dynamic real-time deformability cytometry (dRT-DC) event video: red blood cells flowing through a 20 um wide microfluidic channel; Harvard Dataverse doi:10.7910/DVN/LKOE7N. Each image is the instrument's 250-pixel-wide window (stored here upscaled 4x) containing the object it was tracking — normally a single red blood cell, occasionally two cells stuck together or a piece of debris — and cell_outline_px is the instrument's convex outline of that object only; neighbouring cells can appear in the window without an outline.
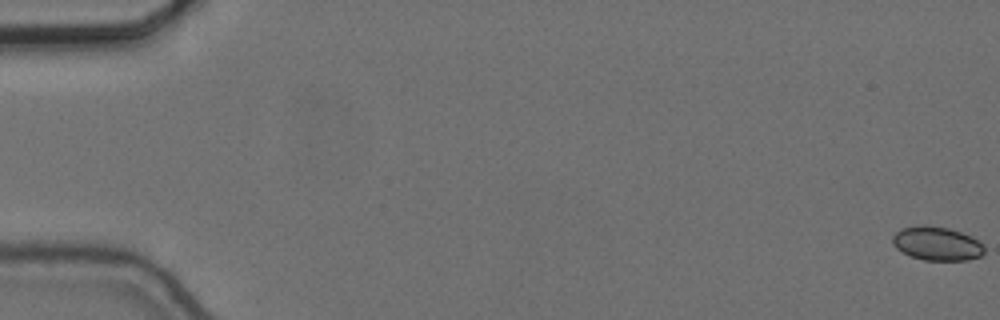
{"species": "common noctule bat (a hibernating species)", "species_latin": "Nyctalus noctula", "temperature_condition": "cold", "stored_images_in_passage": 58, "camera_frame_rate_fps": 3000, "um_per_image_px": 0.085, "animal": {"sex": "female", "body_mass_g": 24.6, "forearm_length_mm": 56.2}, "frame": {"image": 1, "passage_image": 1, "time_ms": 0.0, "image_size_px": [1000, 320], "cell_outline_px": [[984, 252], [980, 256], [968, 260], [924, 260], [912, 256], [896, 248], [892, 244], [892, 236], [900, 228], [948, 228], [972, 236], [984, 248]], "centroid_in_image_um": [79.64, 20.74], "position_along_channel_um": 5.4, "area_um2": 17.28}}
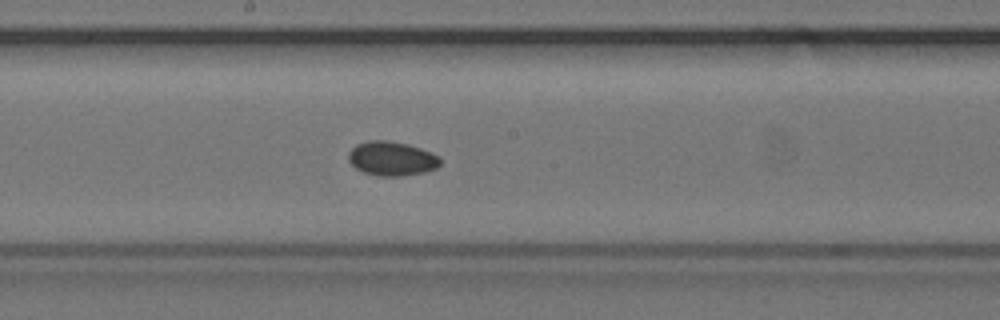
{"frame": {"image": 2, "passage_image": 32, "time_ms": 10.333, "image_size_px": [1000, 320], "cell_outline_px": [[440, 164], [436, 168], [424, 172], [400, 176], [376, 176], [364, 172], [356, 168], [348, 160], [348, 152], [356, 144], [368, 140], [384, 140], [408, 144], [432, 152], [440, 156]], "centroid_in_image_um": [33.29, 13.47], "position_along_channel_um": 214.9, "area_um2": 18.38}}
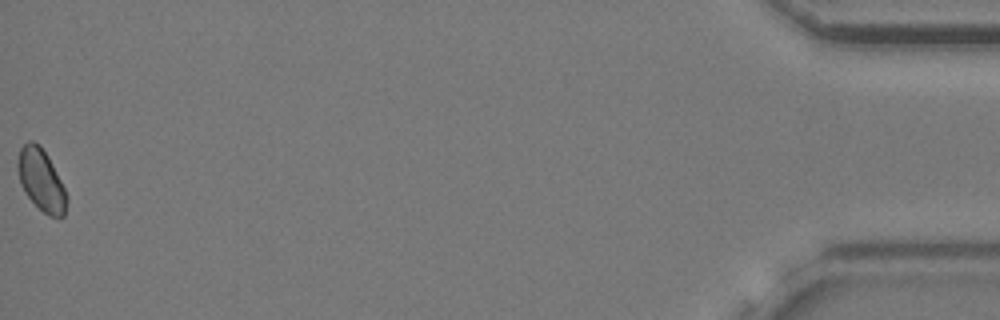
{"frame": {"image": 3, "passage_image": 58, "time_ms": 19.0, "image_size_px": [1000, 320], "cell_outline_px": [[68, 200], [64, 216], [48, 216], [24, 192], [20, 184], [16, 168], [16, 164], [20, 148], [28, 140], [32, 140], [40, 144], [48, 156], [68, 196]], "centroid_in_image_um": [3.48, 15.27], "position_along_channel_um": 431.7, "area_um2": 17.69}, "authors_computed_cell_mechanics": {"area_um2": 17.8313, "velocity_mm_per_s": 3.6461, "shape_relaxation_time_tau1_ms": 7.1734, "shape_relaxation_time_tau2_ms": 5.9407, "deformation_change_tau1": 0.0451, "deformation_change_tau2": 0.0523}}